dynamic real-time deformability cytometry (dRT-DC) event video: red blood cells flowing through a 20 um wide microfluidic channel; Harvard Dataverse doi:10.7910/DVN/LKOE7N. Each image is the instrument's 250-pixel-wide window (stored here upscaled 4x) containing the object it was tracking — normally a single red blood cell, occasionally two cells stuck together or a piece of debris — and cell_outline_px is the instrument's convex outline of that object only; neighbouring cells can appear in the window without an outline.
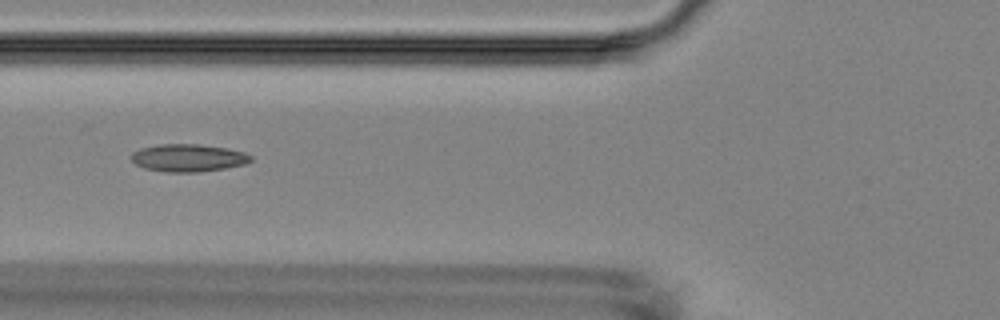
{"species": "Egyptian fruit bat (a non-hibernating species)", "species_latin": "Rousettus aegyptiacus", "temperature_condition": "room temperature", "stored_images_in_passage": 5, "camera_frame_rate_fps": 3000, "um_per_image_px": 0.085, "animal": {"sex": "female"}, "frame": {"image": 1, "passage_image": 3, "time_ms": 2.333, "image_size_px": [1000, 320], "cell_outline_px": [[252, 160], [244, 164], [224, 168], [196, 172], [168, 172], [144, 168], [136, 164], [132, 160], [132, 152], [140, 148], [160, 144], [200, 144], [228, 148], [244, 152], [252, 156]], "centroid_in_image_um": [16.0, 13.41], "position_along_channel_um": 109.8, "area_um2": 19.13}}
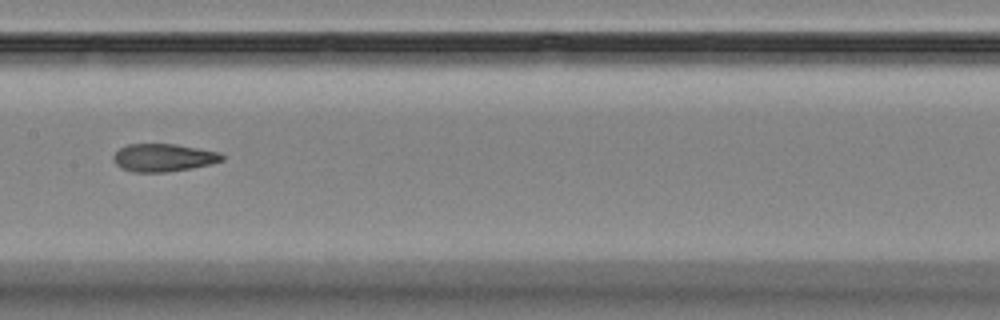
{"frame": {"image": 2, "passage_image": 5, "time_ms": 4.667, "image_size_px": [1000, 320], "cell_outline_px": [[224, 160], [192, 168], [164, 172], [132, 172], [120, 168], [112, 160], [112, 156], [120, 148], [128, 144], [176, 144], [220, 152], [224, 156]], "centroid_in_image_um": [13.86, 13.4], "position_along_channel_um": 193.5, "area_um2": 17.63}}